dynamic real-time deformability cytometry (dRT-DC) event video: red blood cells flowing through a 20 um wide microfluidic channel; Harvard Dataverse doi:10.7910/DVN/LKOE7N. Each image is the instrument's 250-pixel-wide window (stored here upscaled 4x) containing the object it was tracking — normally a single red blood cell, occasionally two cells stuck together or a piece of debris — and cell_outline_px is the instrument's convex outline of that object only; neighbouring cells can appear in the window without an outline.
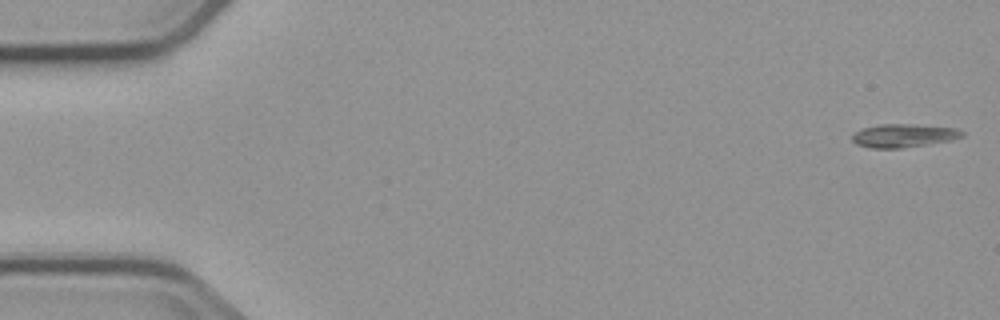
{"species": "common noctule bat (a hibernating species)", "species_latin": "Nyctalus noctula", "temperature_condition": "cold", "stored_images_in_passage": 5, "camera_frame_rate_fps": 3000, "um_per_image_px": 0.085, "animal": {"sex": "male", "body_mass_g": 23.1, "forearm_length_mm": 52.7}, "frame": {"image": 1, "passage_image": 1, "time_ms": 0.0, "image_size_px": [1000, 320], "cell_outline_px": [[964, 136], [952, 140], [900, 148], [872, 148], [856, 144], [852, 140], [852, 136], [856, 132], [864, 128], [880, 124], [912, 124], [956, 128], [964, 132]], "centroid_in_image_um": [76.83, 11.52], "position_along_channel_um": 8.2, "area_um2": 14.8}}
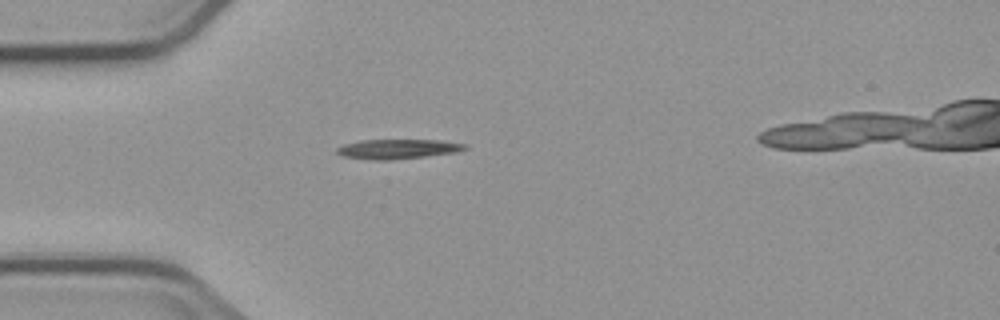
{"frame": {"image": 2, "passage_image": 5, "time_ms": 4.667, "image_size_px": [1000, 320], "cell_outline_px": [[468, 148], [456, 152], [424, 156], [388, 160], [372, 160], [344, 156], [336, 152], [336, 148], [344, 144], [360, 140], [440, 140], [468, 144]], "centroid_in_image_um": [33.82, 12.65], "position_along_channel_um": 51.2, "area_um2": 14.57}}